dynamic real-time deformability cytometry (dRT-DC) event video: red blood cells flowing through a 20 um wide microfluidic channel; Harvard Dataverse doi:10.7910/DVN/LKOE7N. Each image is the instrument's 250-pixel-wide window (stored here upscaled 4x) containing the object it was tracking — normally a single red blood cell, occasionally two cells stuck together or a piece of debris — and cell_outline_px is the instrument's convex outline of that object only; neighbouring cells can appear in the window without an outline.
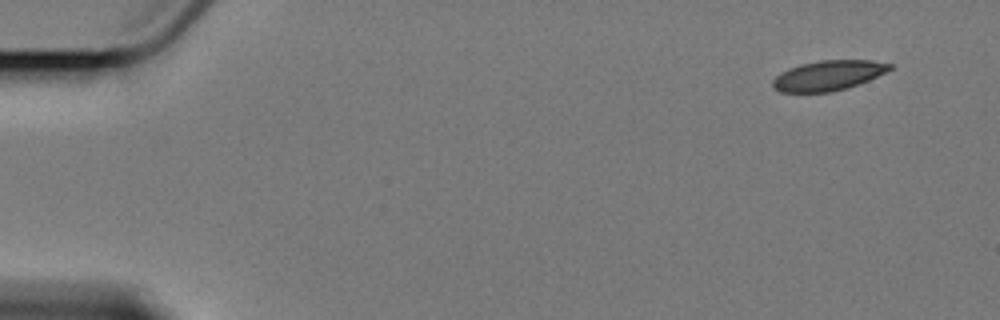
{"species": "Egyptian fruit bat (a non-hibernating species)", "species_latin": "Rousettus aegyptiacus", "temperature_condition": "cold", "stored_images_in_passage": 6, "segment_of_instrument_passage": [2, 2], "camera_frame_rate_fps": 3000, "um_per_image_px": 0.085, "animal": {"sex": "female"}, "frame": {"image": 1, "passage_image": 6, "time_ms": 6.667, "image_size_px": [1000, 320], "cell_outline_px": [[892, 68], [868, 80], [848, 88], [832, 92], [780, 92], [772, 88], [772, 80], [780, 72], [788, 68], [800, 64], [820, 60], [872, 60], [892, 64]], "centroid_in_image_um": [70.35, 6.42], "position_along_channel_um": 14.7, "area_um2": 20.52}}